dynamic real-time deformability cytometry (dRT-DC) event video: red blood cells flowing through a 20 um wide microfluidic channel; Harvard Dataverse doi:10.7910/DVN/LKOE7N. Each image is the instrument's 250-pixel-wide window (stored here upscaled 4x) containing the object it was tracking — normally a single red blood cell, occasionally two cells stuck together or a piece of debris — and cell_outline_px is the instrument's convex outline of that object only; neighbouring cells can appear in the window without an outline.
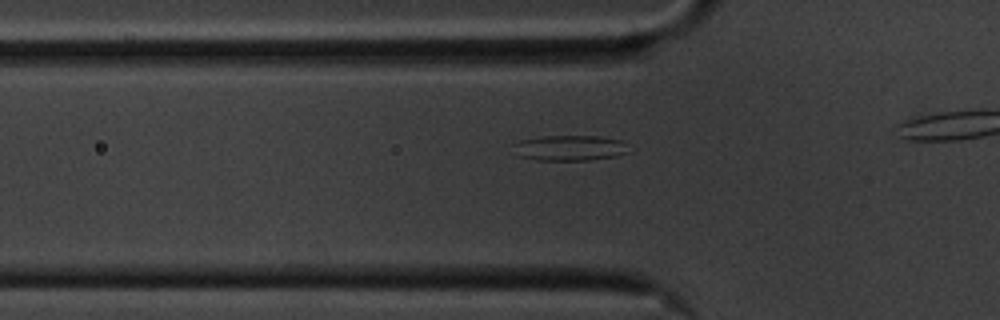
{"species": "common noctule bat (a hibernating species)", "species_latin": "Nyctalus noctula", "temperature_condition": "cold", "stored_images_in_passage": 16, "camera_frame_rate_fps": 3000, "um_per_image_px": 0.085, "animal": {"sex": "male", "body_mass_g": 20.1, "forearm_length_mm": 53.5}, "frame": {"image": 1, "passage_image": 10, "time_ms": 3.0, "image_size_px": [1000, 320], "cell_outline_px": [[636, 148], [632, 152], [616, 156], [588, 160], [536, 160], [520, 156], [512, 144], [520, 140], [544, 136], [600, 136], [620, 140]], "centroid_in_image_um": [48.56, 12.57], "position_along_channel_um": 77.2, "area_um2": 17.4}}